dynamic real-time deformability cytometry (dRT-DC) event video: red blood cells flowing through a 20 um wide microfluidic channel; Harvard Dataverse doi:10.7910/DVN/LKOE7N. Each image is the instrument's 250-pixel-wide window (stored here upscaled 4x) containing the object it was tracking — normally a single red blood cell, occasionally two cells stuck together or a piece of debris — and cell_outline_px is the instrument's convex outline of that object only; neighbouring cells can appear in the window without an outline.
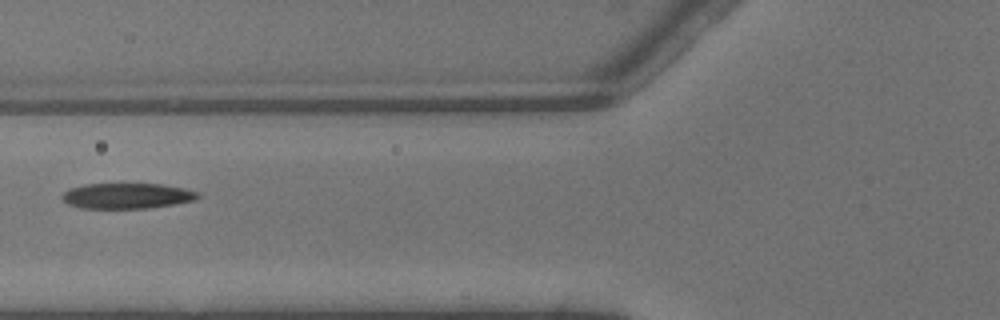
{"species": "common noctule bat (a hibernating species)", "species_latin": "Nyctalus noctula", "temperature_condition": "warm", "stored_images_in_passage": 4, "camera_frame_rate_fps": 3000, "um_per_image_px": 0.085, "animal": {"sex": "male", "body_mass_g": 13.3}, "frame": {"image": 1, "passage_image": 4, "time_ms": 1.0, "image_size_px": [1000, 320], "cell_outline_px": [[200, 196], [196, 200], [176, 204], [148, 208], [80, 208], [68, 204], [60, 196], [68, 188], [84, 184], [164, 184], [184, 188], [200, 192]], "centroid_in_image_um": [10.81, 16.64], "position_along_channel_um": 115.0, "area_um2": 20.4}}